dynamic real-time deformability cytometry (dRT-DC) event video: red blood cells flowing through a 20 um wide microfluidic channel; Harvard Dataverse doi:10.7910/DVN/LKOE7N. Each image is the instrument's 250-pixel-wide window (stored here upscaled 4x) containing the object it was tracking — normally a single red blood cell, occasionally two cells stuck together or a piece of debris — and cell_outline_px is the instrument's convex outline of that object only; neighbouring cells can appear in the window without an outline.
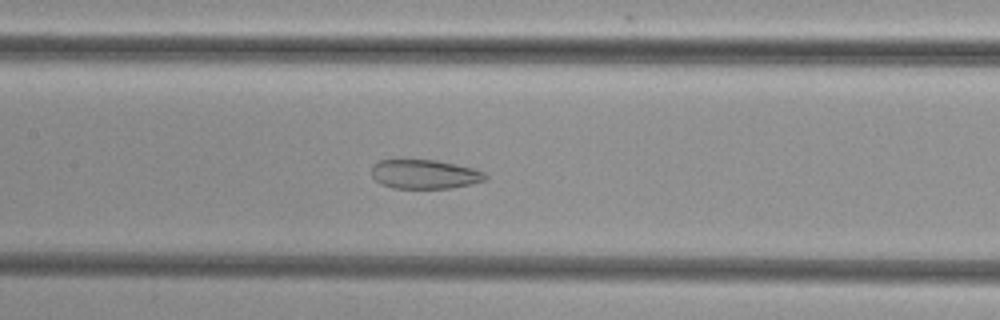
{"species": "common noctule bat (a hibernating species)", "species_latin": "Nyctalus noctula", "temperature_condition": "cold", "stored_images_in_passage": 45, "camera_frame_rate_fps": 3000, "um_per_image_px": 0.085, "animal": {"sex": "female", "body_mass_g": 29.2, "forearm_length_mm": 56.3}, "frame": {"image": 1, "passage_image": 18, "time_ms": 5.667, "image_size_px": [1000, 320], "cell_outline_px": [[488, 176], [484, 180], [452, 188], [392, 188], [380, 184], [372, 176], [372, 164], [380, 160], [436, 160], [456, 164], [472, 168], [484, 172]], "centroid_in_image_um": [36.06, 14.81], "position_along_channel_um": 171.3, "area_um2": 19.25}}
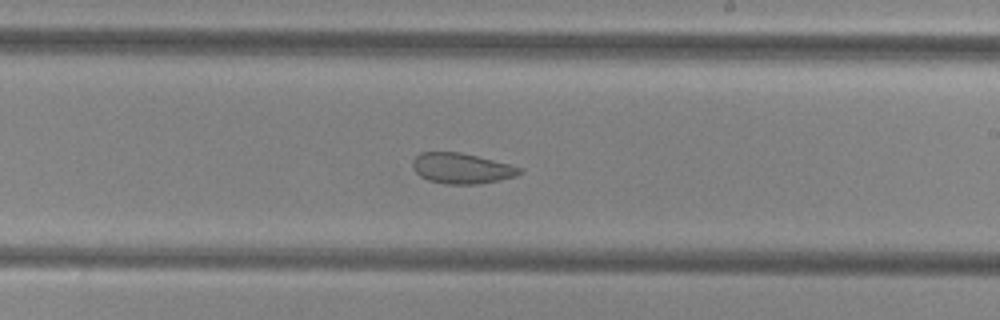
{"frame": {"image": 2, "passage_image": 24, "time_ms": 7.667, "image_size_px": [1000, 320], "cell_outline_px": [[524, 172], [516, 176], [476, 184], [444, 184], [428, 180], [420, 176], [412, 168], [412, 160], [420, 152], [460, 152], [508, 164], [520, 168]], "centroid_in_image_um": [39.18, 14.31], "position_along_channel_um": 249.8, "area_um2": 18.84}}
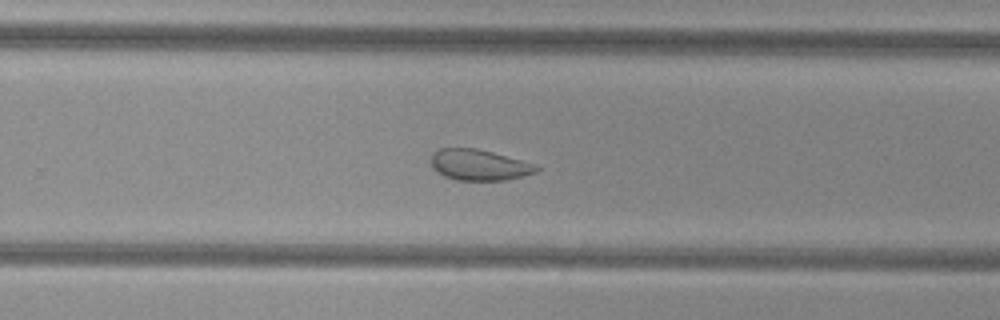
{"frame": {"image": 3, "passage_image": 27, "time_ms": 8.667, "image_size_px": [1000, 320], "cell_outline_px": [[540, 168], [536, 172], [504, 180], [456, 180], [444, 176], [436, 172], [432, 168], [432, 152], [440, 148], [476, 148], [492, 152], [536, 164]], "centroid_in_image_um": [40.69, 14.01], "position_along_channel_um": 289.1, "area_um2": 18.9}}